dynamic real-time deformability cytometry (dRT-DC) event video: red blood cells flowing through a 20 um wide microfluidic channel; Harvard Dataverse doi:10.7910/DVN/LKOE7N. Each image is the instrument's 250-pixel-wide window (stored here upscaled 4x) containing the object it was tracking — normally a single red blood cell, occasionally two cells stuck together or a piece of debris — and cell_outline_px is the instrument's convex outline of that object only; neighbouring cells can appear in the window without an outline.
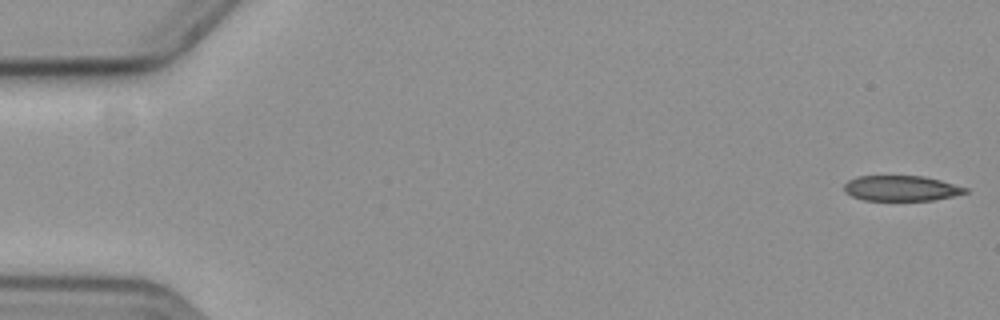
{"species": "common noctule bat (a hibernating species)", "species_latin": "Nyctalus noctula", "temperature_condition": "cold", "stored_images_in_passage": 58, "camera_frame_rate_fps": 3000, "um_per_image_px": 0.085, "animal": {"sex": "female", "body_mass_g": 19.3, "forearm_length_mm": 54.1}, "frame": {"image": 1, "passage_image": 1, "time_ms": 0.0, "image_size_px": [1000, 320], "cell_outline_px": [[968, 192], [952, 196], [932, 200], [864, 200], [852, 196], [844, 192], [844, 184], [848, 180], [856, 176], [924, 176], [940, 180], [968, 188]], "centroid_in_image_um": [76.57, 16.0], "position_along_channel_um": 8.4, "area_um2": 17.86}}
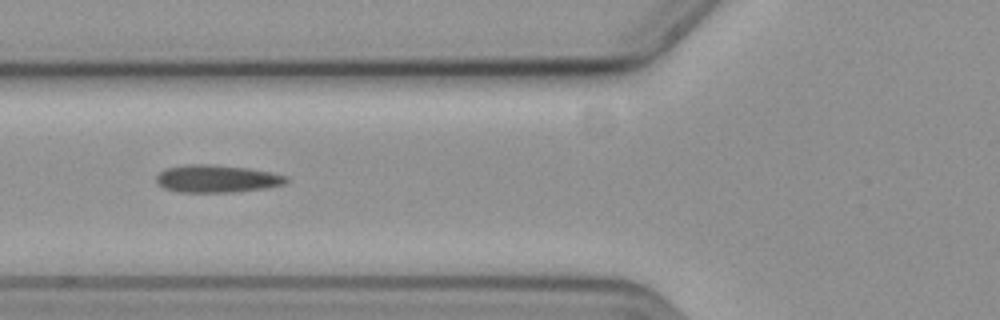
{"frame": {"image": 2, "passage_image": 22, "time_ms": 7.0, "image_size_px": [1000, 320], "cell_outline_px": [[288, 180], [284, 184], [264, 188], [232, 192], [180, 192], [164, 188], [156, 180], [156, 176], [160, 172], [168, 168], [188, 164], [212, 164], [248, 168], [268, 172], [284, 176]], "centroid_in_image_um": [18.4, 15.19], "position_along_channel_um": 107.4, "area_um2": 20.52}}
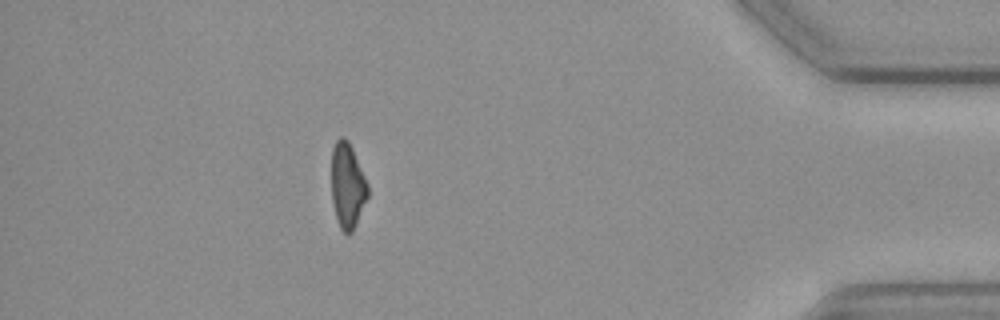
{"frame": {"image": 3, "passage_image": 51, "time_ms": 16.667, "image_size_px": [1000, 320], "cell_outline_px": [[368, 196], [352, 232], [344, 232], [340, 228], [336, 220], [332, 200], [332, 148], [336, 140], [340, 136], [344, 136], [348, 140], [352, 148], [368, 184]], "centroid_in_image_um": [29.52, 15.75], "position_along_channel_um": 405.7, "area_um2": 17.92}}